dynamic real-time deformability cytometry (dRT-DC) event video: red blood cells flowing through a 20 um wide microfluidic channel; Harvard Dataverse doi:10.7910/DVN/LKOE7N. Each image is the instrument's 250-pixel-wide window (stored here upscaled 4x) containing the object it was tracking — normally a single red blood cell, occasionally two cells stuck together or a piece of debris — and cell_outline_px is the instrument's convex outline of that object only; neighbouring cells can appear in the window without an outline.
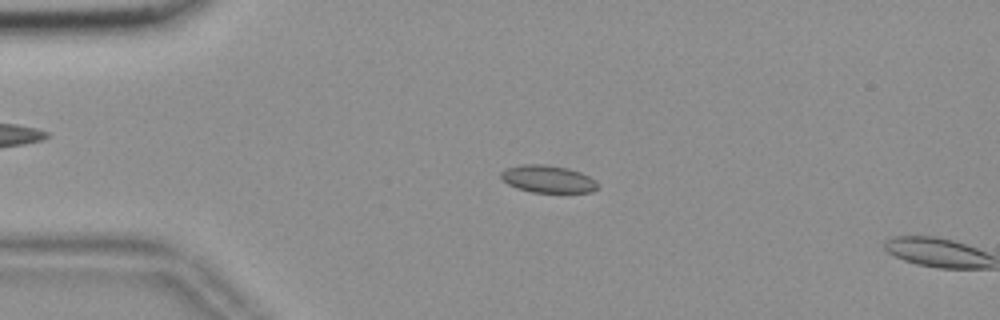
{"species": "common noctule bat (a hibernating species)", "species_latin": "Nyctalus noctula", "temperature_condition": "room temperature", "stored_images_in_passage": 5, "camera_frame_rate_fps": 3000, "um_per_image_px": 0.085, "animal": {"sex": "female", "body_mass_g": 18.4}, "frame": {"image": 1, "passage_image": 4, "time_ms": 1.0, "image_size_px": [1000, 320], "cell_outline_px": [[596, 188], [592, 192], [532, 192], [516, 188], [508, 184], [500, 176], [500, 172], [508, 168], [524, 164], [544, 164], [568, 168], [580, 172], [596, 180]], "centroid_in_image_um": [46.56, 15.21], "position_along_channel_um": 38.4, "area_um2": 15.26}}